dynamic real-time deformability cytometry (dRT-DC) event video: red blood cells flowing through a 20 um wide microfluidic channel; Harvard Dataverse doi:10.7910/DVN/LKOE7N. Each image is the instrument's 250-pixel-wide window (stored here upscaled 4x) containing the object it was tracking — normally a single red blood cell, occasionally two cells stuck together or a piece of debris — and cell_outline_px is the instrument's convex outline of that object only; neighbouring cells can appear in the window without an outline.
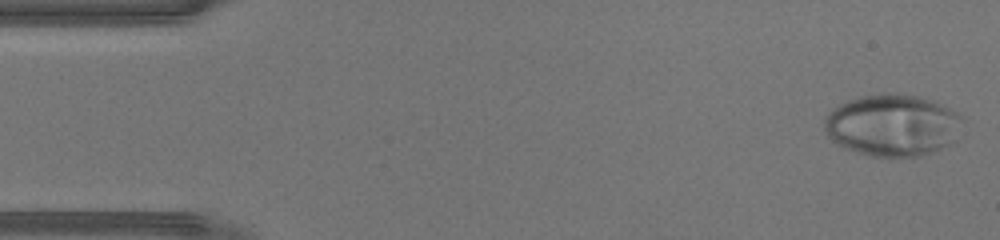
{"species": "human", "species_latin": "Homo sapiens", "temperature_condition": "warm", "stored_images_in_passage": 43, "camera_frame_rate_fps": 3000, "um_per_image_px": 0.085, "donor": {"sex": "male"}, "frame": {"image": 1, "passage_image": 1, "time_ms": 0.0, "image_size_px": [1000, 240], "cell_outline_px": [[964, 116], [956, 140], [932, 152], [920, 156], [872, 156], [856, 152], [844, 148], [836, 144], [828, 136], [824, 128], [824, 120], [828, 112], [840, 104], [848, 100], [860, 96], [888, 92], [900, 92], [920, 96], [936, 100]], "centroid_in_image_um": [75.88, 10.61], "position_along_channel_um": 9.1, "area_um2": 50.46}}
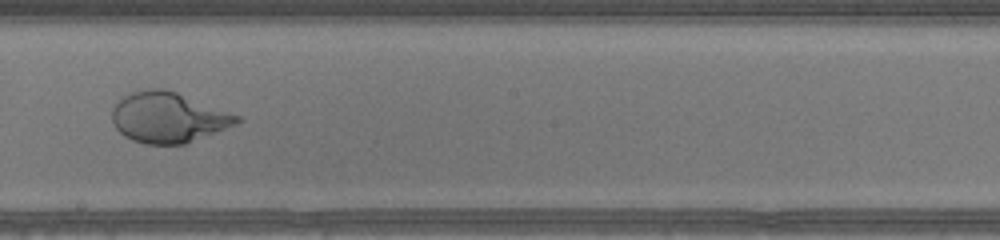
{"frame": {"image": 2, "passage_image": 24, "time_ms": 7.667, "image_size_px": [1000, 240], "cell_outline_px": [[244, 120], [236, 124], [184, 144], [144, 144], [132, 140], [124, 136], [116, 128], [112, 120], [112, 108], [124, 96], [132, 92], [148, 88], [164, 88], [176, 92], [240, 116]], "centroid_in_image_um": [14.28, 9.98], "position_along_channel_um": 233.9, "area_um2": 36.36}}
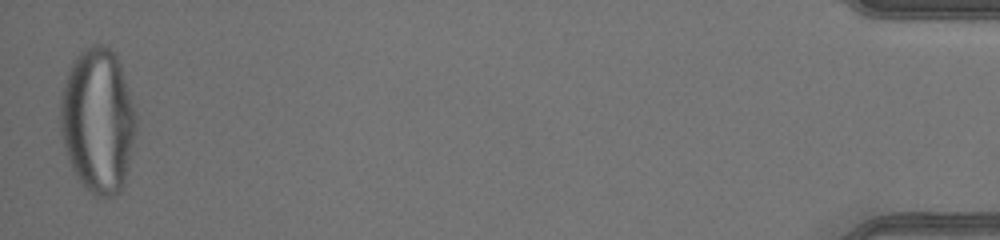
{"frame": {"image": 3, "passage_image": 43, "time_ms": 14.0, "image_size_px": [1000, 240], "cell_outline_px": [[136, 128], [128, 168], [124, 184], [120, 192], [104, 200], [96, 196], [76, 176], [68, 160], [60, 132], [60, 100], [64, 84], [68, 72], [76, 56], [80, 52], [92, 44], [104, 44], [116, 56], [132, 96], [136, 112]], "centroid_in_image_um": [8.33, 10.27], "position_along_channel_um": 426.9, "area_um2": 63.93}}